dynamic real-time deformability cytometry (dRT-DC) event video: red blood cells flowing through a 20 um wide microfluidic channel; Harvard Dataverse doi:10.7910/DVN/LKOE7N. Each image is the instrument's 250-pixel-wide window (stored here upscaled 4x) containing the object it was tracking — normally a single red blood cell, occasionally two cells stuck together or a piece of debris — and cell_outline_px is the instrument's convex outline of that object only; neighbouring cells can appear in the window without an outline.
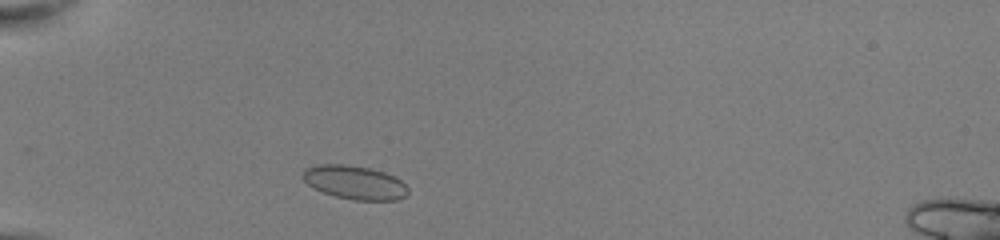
{"species": "common noctule bat (a hibernating species)", "species_latin": "Nyctalus noctula", "temperature_condition": "room temperature", "stored_images_in_passage": 39, "camera_frame_rate_fps": 3000, "um_per_image_px": 0.085, "animal": {"sex": "female", "body_mass_g": 22.0, "forearm_length_mm": 56.7}, "frame": {"image": 1, "passage_image": 4, "time_ms": 1.0, "image_size_px": [1000, 240], "cell_outline_px": [[408, 192], [404, 196], [396, 200], [352, 200], [336, 196], [312, 188], [300, 176], [304, 168], [320, 164], [344, 164], [368, 168], [384, 172], [400, 180], [408, 188]], "centroid_in_image_um": [30.09, 15.5], "position_along_channel_um": 54.9, "area_um2": 20.58}}
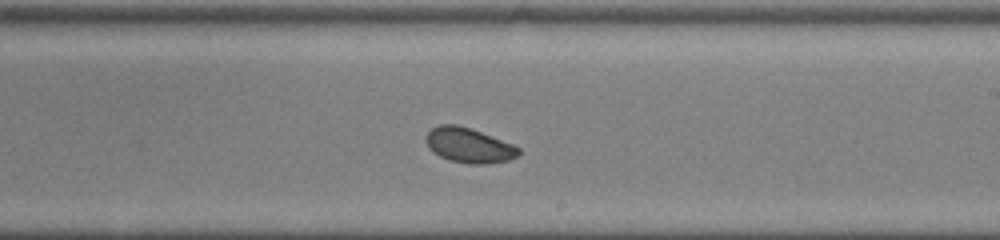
{"frame": {"image": 2, "passage_image": 20, "time_ms": 6.333, "image_size_px": [1000, 240], "cell_outline_px": [[520, 156], [508, 160], [488, 164], [468, 164], [448, 160], [432, 152], [428, 148], [428, 132], [432, 128], [440, 124], [456, 124], [480, 132], [512, 144], [520, 148]], "centroid_in_image_um": [39.87, 12.38], "position_along_channel_um": 249.1, "area_um2": 18.67}}
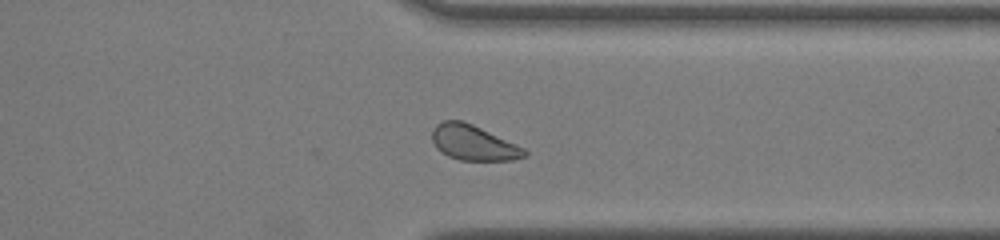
{"frame": {"image": 3, "passage_image": 29, "time_ms": 9.333, "image_size_px": [1000, 240], "cell_outline_px": [[528, 156], [512, 160], [460, 160], [448, 156], [440, 152], [436, 148], [432, 140], [432, 128], [436, 124], [444, 120], [460, 120], [472, 124], [516, 144], [524, 148], [528, 152]], "centroid_in_image_um": [40.22, 12.14], "position_along_channel_um": 371.2, "area_um2": 18.96}, "authors_computed_cell_mechanics": {"area_um2": 19.7676, "velocity_mm_per_s": 4.0307, "shape_relaxation_time_tau1_ms": 4.78, "shape_relaxation_time_tau2_ms": null, "deformation_change_tau1": 0.0923, "deformation_change_tau2": null}}